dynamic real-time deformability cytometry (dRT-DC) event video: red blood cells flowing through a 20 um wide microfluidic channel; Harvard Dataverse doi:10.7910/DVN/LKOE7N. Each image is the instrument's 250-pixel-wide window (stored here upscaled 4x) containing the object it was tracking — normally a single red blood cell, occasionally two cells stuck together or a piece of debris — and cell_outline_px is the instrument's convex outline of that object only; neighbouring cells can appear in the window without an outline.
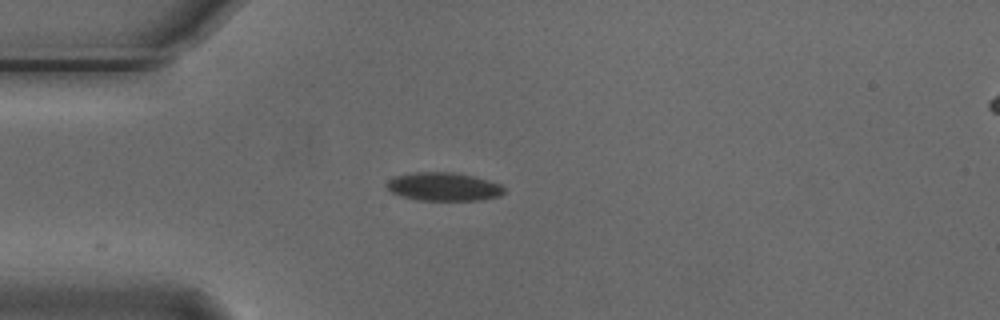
{"species": "Egyptian fruit bat (a non-hibernating species)", "species_latin": "Rousettus aegyptiacus", "temperature_condition": "cold", "stored_images_in_passage": 10, "camera_frame_rate_fps": 3000, "um_per_image_px": 0.085, "animal": {"sex": "male"}, "frame": {"image": 1, "passage_image": 1, "time_ms": 0.0, "image_size_px": [1000, 320], "cell_outline_px": [[504, 192], [500, 196], [480, 200], [416, 200], [400, 196], [392, 192], [384, 184], [392, 176], [412, 172], [456, 172], [488, 180], [500, 184], [504, 188]], "centroid_in_image_um": [37.66, 15.86], "position_along_channel_um": 47.3, "area_um2": 19.59}}
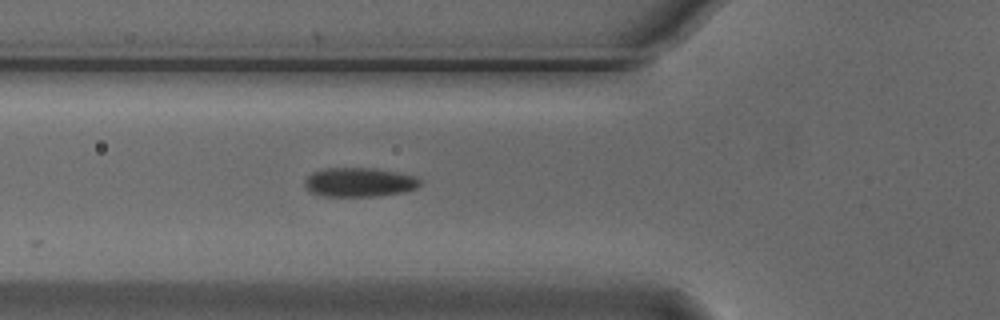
{"frame": {"image": 2, "passage_image": 6, "time_ms": 1.667, "image_size_px": [1000, 320], "cell_outline_px": [[424, 180], [416, 188], [404, 192], [376, 196], [324, 196], [308, 192], [304, 184], [304, 180], [312, 172], [324, 168], [376, 168], [416, 176]], "centroid_in_image_um": [30.54, 15.49], "position_along_channel_um": 95.3, "area_um2": 19.83}}
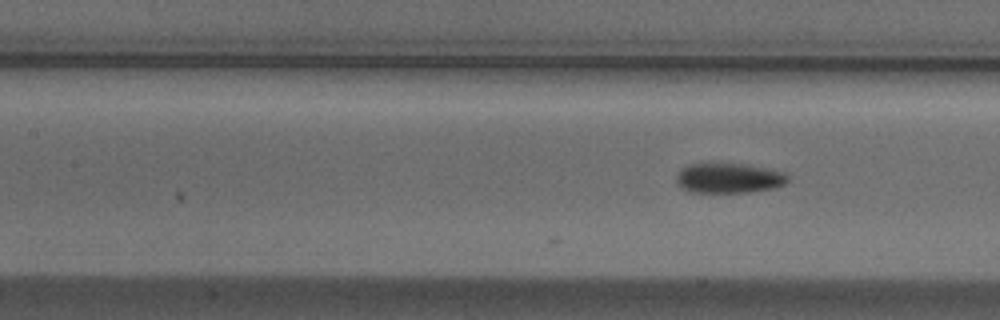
{"frame": {"image": 3, "passage_image": 10, "time_ms": 3.0, "image_size_px": [1000, 320], "cell_outline_px": [[788, 180], [784, 184], [772, 188], [748, 192], [688, 192], [680, 188], [676, 184], [676, 176], [688, 164], [748, 164], [788, 172]], "centroid_in_image_um": [61.97, 15.14], "position_along_channel_um": 145.4, "area_um2": 19.54}}